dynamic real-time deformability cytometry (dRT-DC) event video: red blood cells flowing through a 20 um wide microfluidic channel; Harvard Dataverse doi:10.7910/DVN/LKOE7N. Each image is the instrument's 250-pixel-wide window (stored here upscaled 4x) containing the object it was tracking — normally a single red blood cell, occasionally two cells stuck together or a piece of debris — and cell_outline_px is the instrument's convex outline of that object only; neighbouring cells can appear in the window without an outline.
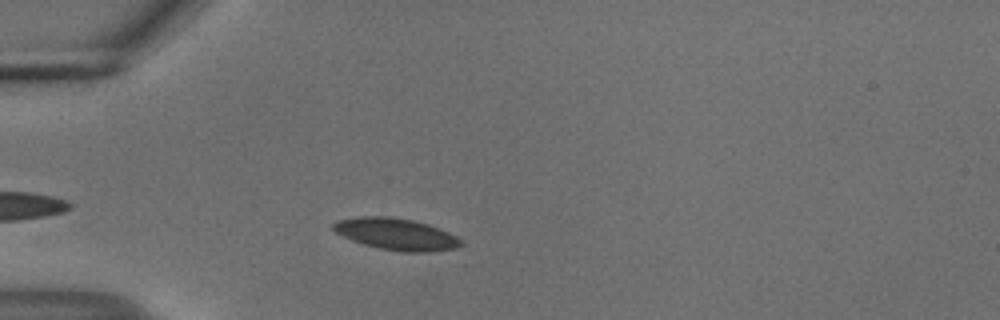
{"species": "common noctule bat (a hibernating species)", "species_latin": "Nyctalus noctula", "temperature_condition": "cold", "stored_images_in_passage": 18, "camera_frame_rate_fps": 3000, "um_per_image_px": 0.085, "animal": {"sex": "male", "body_mass_g": 18.8}, "frame": {"image": 1, "passage_image": 6, "time_ms": 1.667, "image_size_px": [1000, 320], "cell_outline_px": [[464, 244], [456, 248], [428, 252], [404, 252], [380, 248], [364, 244], [352, 240], [336, 232], [332, 228], [332, 224], [336, 220], [360, 216], [388, 216], [412, 220], [428, 224], [448, 232], [456, 236]], "centroid_in_image_um": [33.67, 19.89], "position_along_channel_um": 51.3, "area_um2": 23.47}}
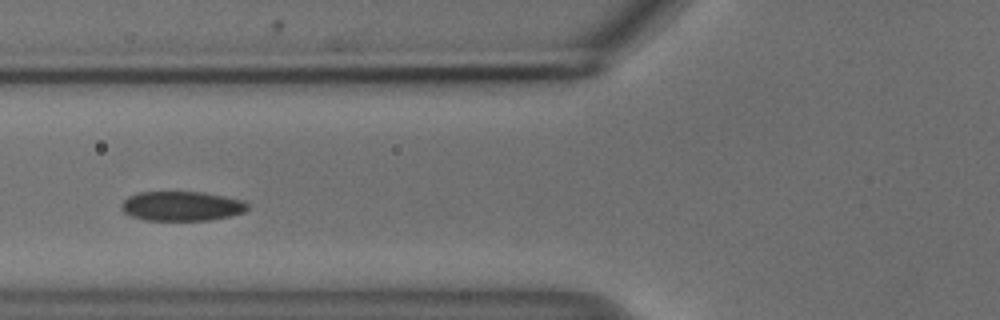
{"frame": {"image": 2, "passage_image": 12, "time_ms": 3.667, "image_size_px": [1000, 320], "cell_outline_px": [[248, 208], [244, 212], [212, 220], [144, 220], [132, 216], [124, 212], [120, 208], [120, 204], [128, 196], [140, 192], [204, 192], [244, 200], [248, 204]], "centroid_in_image_um": [15.43, 17.51], "position_along_channel_um": 110.4, "area_um2": 21.79}}